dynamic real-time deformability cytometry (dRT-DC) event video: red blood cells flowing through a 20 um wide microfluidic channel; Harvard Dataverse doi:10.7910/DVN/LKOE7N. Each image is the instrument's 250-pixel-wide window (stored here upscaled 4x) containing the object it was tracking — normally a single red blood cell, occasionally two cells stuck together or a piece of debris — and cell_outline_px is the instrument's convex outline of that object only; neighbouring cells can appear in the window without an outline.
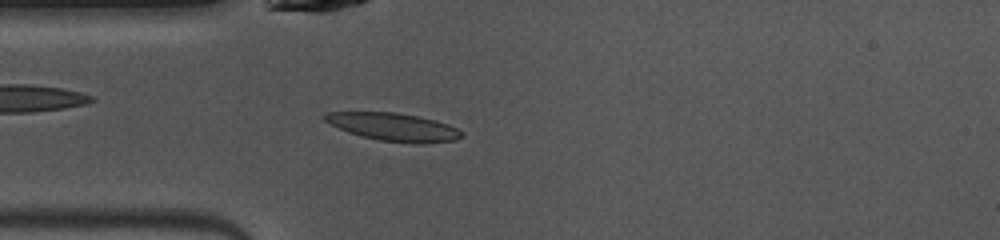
{"species": "common noctule bat (a hibernating species)", "species_latin": "Nyctalus noctula", "temperature_condition": "warm", "stored_images_in_passage": 33, "camera_frame_rate_fps": 3000, "um_per_image_px": 0.085, "animal": {"sex": "female", "body_mass_g": 10.0, "forearm_length_mm": 53.1}, "frame": {"image": 1, "passage_image": 3, "time_ms": 0.667, "image_size_px": [1000, 240], "cell_outline_px": [[464, 136], [456, 140], [380, 140], [360, 136], [348, 132], [324, 120], [320, 116], [324, 112], [396, 112], [436, 120], [448, 124], [464, 132]], "centroid_in_image_um": [33.36, 10.72], "position_along_channel_um": 51.6, "area_um2": 21.21}}
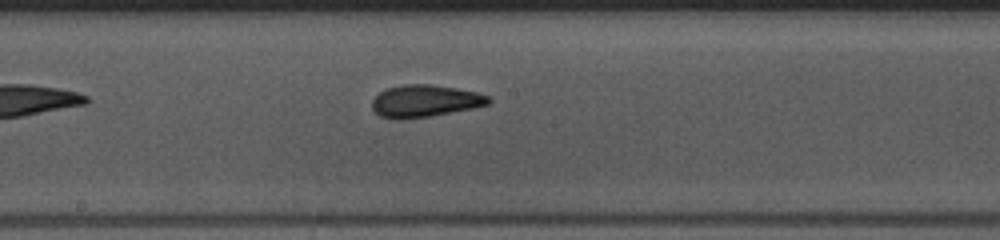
{"frame": {"image": 2, "passage_image": 15, "time_ms": 4.667, "image_size_px": [1000, 240], "cell_outline_px": [[492, 100], [488, 104], [472, 108], [432, 116], [396, 120], [392, 120], [380, 116], [372, 108], [372, 100], [380, 92], [388, 88], [400, 84], [432, 84], [456, 88], [476, 92], [488, 96]], "centroid_in_image_um": [36.09, 8.59], "position_along_channel_um": 212.1, "area_um2": 21.91}}
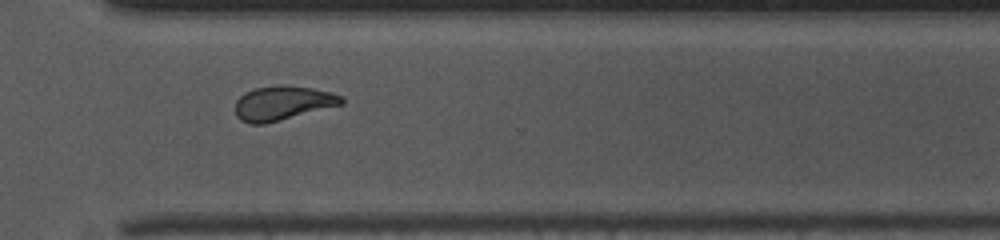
{"frame": {"image": 3, "passage_image": 25, "time_ms": 8.0, "image_size_px": [1000, 240], "cell_outline_px": [[344, 104], [264, 124], [252, 124], [240, 120], [236, 116], [236, 100], [244, 92], [256, 88], [284, 84], [312, 88], [332, 92], [340, 96], [344, 100]], "centroid_in_image_um": [24.02, 8.75], "position_along_channel_um": 346.6, "area_um2": 21.21}, "authors_computed_cell_mechanics": {"area_um2": 21.386, "velocity_mm_per_s": 4.0445, "shape_relaxation_time_tau1_ms": 3.5126, "shape_relaxation_time_tau2_ms": 2.0169, "deformation_change_tau1": 0.174, "deformation_change_tau2": 0.1065}}